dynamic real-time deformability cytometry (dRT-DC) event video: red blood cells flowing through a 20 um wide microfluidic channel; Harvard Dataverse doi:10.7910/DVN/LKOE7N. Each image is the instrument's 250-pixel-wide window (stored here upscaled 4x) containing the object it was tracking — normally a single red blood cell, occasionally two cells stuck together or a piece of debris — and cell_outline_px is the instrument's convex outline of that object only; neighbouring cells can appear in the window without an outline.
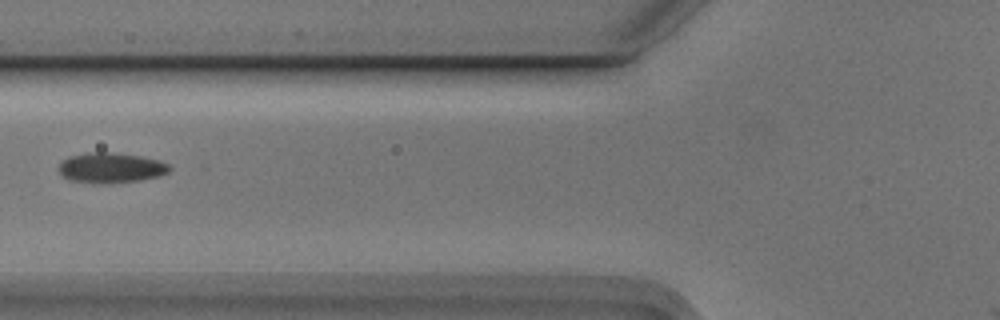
{"species": "Egyptian fruit bat (a non-hibernating species)", "species_latin": "Rousettus aegyptiacus", "temperature_condition": "cold", "stored_images_in_passage": 7, "segment_of_instrument_passage": [2, 2], "camera_frame_rate_fps": 3000, "um_per_image_px": 0.085, "animal": {"sex": "male"}, "frame": {"image": 1, "passage_image": 6, "time_ms": 1.667, "image_size_px": [1000, 320], "cell_outline_px": [[172, 168], [168, 172], [160, 176], [140, 180], [68, 180], [60, 172], [60, 164], [64, 160], [72, 156], [88, 152], [108, 152], [140, 156], [160, 160], [168, 164]], "centroid_in_image_um": [9.51, 14.2], "position_along_channel_um": 116.3, "area_um2": 18.32}}
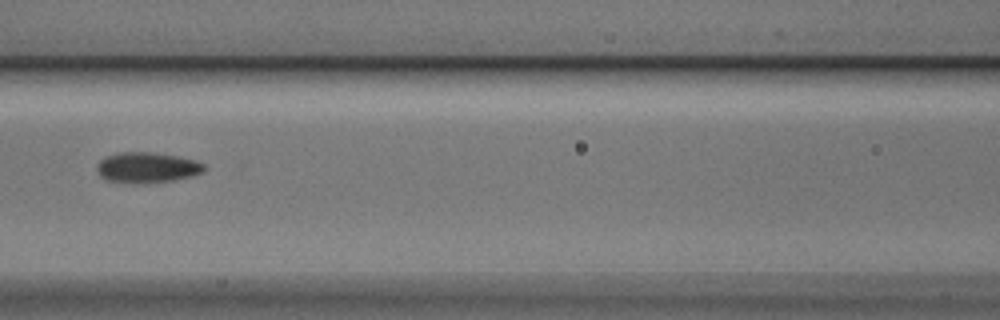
{"frame": {"image": 2, "passage_image": 7, "time_ms": 2.0, "image_size_px": [1000, 320], "cell_outline_px": [[208, 168], [204, 172], [192, 176], [172, 180], [108, 180], [100, 176], [96, 168], [96, 164], [104, 156], [116, 152], [152, 152], [176, 156], [196, 160], [204, 164]], "centroid_in_image_um": [12.53, 14.17], "position_along_channel_um": 154.1, "area_um2": 18.38}}